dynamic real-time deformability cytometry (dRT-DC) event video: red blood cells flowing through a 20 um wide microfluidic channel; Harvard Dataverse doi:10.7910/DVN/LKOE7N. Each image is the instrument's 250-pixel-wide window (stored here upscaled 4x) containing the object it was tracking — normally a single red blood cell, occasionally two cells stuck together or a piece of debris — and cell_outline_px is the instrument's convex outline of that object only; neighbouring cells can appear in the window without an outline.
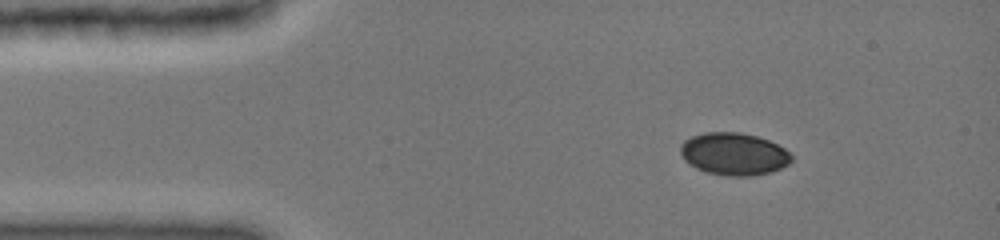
{"species": "common noctule bat (a hibernating species)", "species_latin": "Nyctalus noctula", "temperature_condition": "cold", "stored_images_in_passage": 21, "camera_frame_rate_fps": 3000, "um_per_image_px": 0.085, "animal": {"sex": "female", "body_mass_g": 19.0, "forearm_length_mm": 51.5}, "frame": {"image": 1, "passage_image": 1, "time_ms": 0.0, "image_size_px": [1000, 240], "cell_outline_px": [[792, 160], [788, 164], [780, 168], [768, 172], [752, 176], [724, 176], [704, 172], [688, 164], [684, 160], [680, 152], [680, 144], [684, 140], [692, 136], [704, 132], [740, 132], [756, 136], [768, 140], [784, 148], [792, 156]], "centroid_in_image_um": [62.33, 13.09], "position_along_channel_um": 22.7, "area_um2": 27.57}}
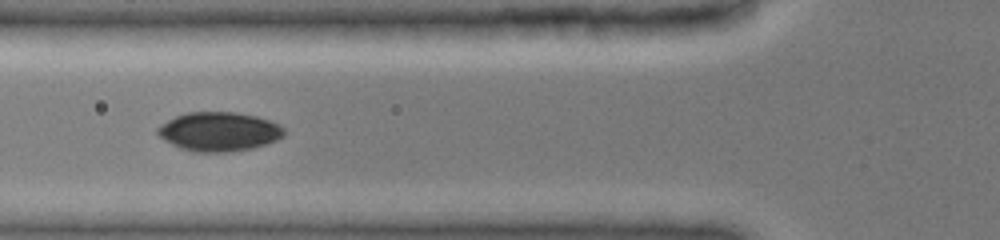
{"frame": {"image": 2, "passage_image": 10, "time_ms": 3.667, "image_size_px": [1000, 240], "cell_outline_px": [[284, 136], [276, 140], [252, 148], [224, 152], [192, 152], [180, 148], [164, 140], [156, 132], [156, 128], [160, 124], [176, 116], [188, 112], [236, 112], [256, 116], [280, 124], [284, 128]], "centroid_in_image_um": [18.59, 11.18], "position_along_channel_um": 107.2, "area_um2": 28.78}}
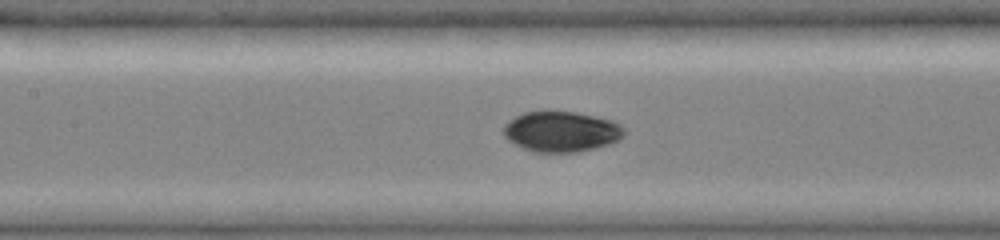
{"frame": {"image": 3, "passage_image": 17, "time_ms": 5.0, "image_size_px": [1000, 240], "cell_outline_px": [[624, 136], [620, 140], [608, 144], [576, 152], [532, 152], [508, 140], [504, 136], [504, 124], [516, 116], [524, 112], [576, 112], [612, 120], [620, 124], [624, 128]], "centroid_in_image_um": [47.72, 11.19], "position_along_channel_um": 159.7, "area_um2": 28.21}}